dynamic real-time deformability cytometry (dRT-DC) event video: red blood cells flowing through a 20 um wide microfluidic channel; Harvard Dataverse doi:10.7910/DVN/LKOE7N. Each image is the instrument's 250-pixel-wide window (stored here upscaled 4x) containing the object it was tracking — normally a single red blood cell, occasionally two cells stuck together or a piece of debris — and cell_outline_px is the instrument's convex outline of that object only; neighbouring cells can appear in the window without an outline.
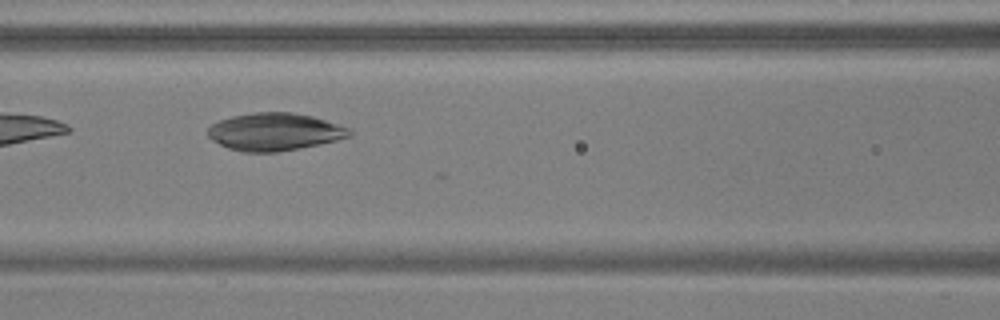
{"species": "common noctule bat (a hibernating species)", "species_latin": "Nyctalus noctula", "temperature_condition": "warm", "stored_images_in_passage": 16, "camera_frame_rate_fps": 3000, "um_per_image_px": 0.085, "animal": {"sex": "male", "body_mass_g": 17.9, "forearm_length_mm": 54.2}, "frame": {"image": 1, "passage_image": 7, "time_ms": 2.0, "image_size_px": [1000, 320], "cell_outline_px": [[352, 136], [320, 144], [300, 148], [276, 152], [240, 152], [228, 148], [212, 140], [208, 136], [208, 128], [212, 124], [220, 120], [232, 116], [252, 112], [292, 112], [312, 116], [348, 128], [352, 132]], "centroid_in_image_um": [23.32, 11.2], "position_along_channel_um": 143.3, "area_um2": 30.92}}